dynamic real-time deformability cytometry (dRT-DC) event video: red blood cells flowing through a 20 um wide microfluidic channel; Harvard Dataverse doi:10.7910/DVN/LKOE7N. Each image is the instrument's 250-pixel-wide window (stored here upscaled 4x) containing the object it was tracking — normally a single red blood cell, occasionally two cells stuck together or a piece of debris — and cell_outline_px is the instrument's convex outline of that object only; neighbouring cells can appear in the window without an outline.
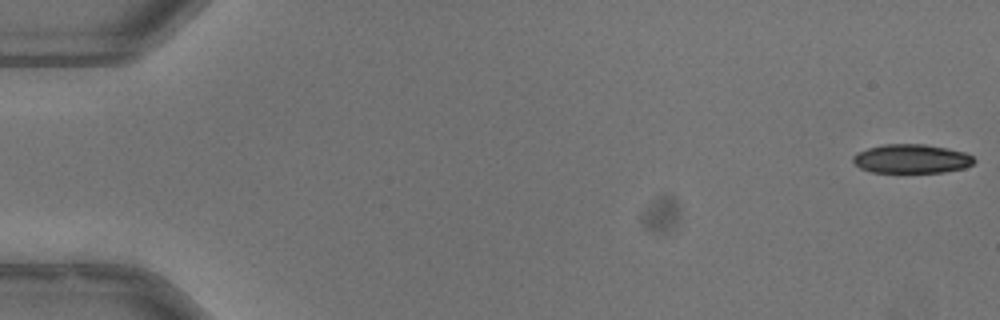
{"species": "common noctule bat (a hibernating species)", "species_latin": "Nyctalus noctula", "temperature_condition": "warm", "stored_images_in_passage": 9, "camera_frame_rate_fps": 3000, "um_per_image_px": 0.085, "animal": {"sex": "male", "body_mass_g": 13.3}, "frame": {"image": 1, "passage_image": 1, "time_ms": 0.0, "image_size_px": [1000, 320], "cell_outline_px": [[976, 160], [972, 164], [964, 168], [944, 172], [872, 172], [860, 168], [852, 160], [852, 156], [856, 152], [868, 148], [884, 144], [924, 144], [948, 148], [964, 152], [972, 156]], "centroid_in_image_um": [77.47, 13.49], "position_along_channel_um": 7.5, "area_um2": 20.46}}